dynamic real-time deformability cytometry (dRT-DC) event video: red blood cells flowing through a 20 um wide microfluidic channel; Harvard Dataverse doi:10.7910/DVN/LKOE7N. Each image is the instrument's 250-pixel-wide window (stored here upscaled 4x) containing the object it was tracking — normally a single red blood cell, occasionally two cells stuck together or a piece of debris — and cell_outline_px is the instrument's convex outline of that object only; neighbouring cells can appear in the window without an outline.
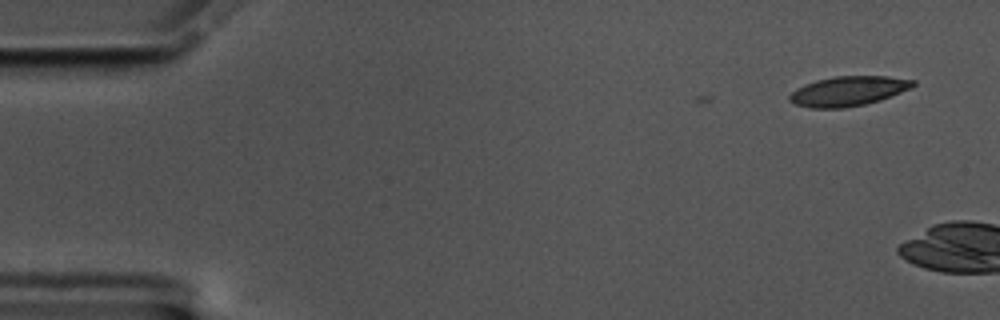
{"species": "common noctule bat (a hibernating species)", "species_latin": "Nyctalus noctula", "temperature_condition": "cold", "stored_images_in_passage": 2, "camera_frame_rate_fps": 3000, "um_per_image_px": 0.085, "animal": {"sex": "male", "body_mass_g": 17.5, "forearm_length_mm": 52.3}, "frame": {"image": 1, "passage_image": 2, "time_ms": 0.333, "image_size_px": [1000, 320], "cell_outline_px": [[916, 84], [912, 88], [880, 100], [864, 104], [844, 108], [812, 108], [796, 104], [788, 100], [788, 96], [796, 88], [804, 84], [816, 80], [836, 76], [888, 76], [916, 80]], "centroid_in_image_um": [72.11, 7.73], "position_along_channel_um": 12.9, "area_um2": 21.44}}